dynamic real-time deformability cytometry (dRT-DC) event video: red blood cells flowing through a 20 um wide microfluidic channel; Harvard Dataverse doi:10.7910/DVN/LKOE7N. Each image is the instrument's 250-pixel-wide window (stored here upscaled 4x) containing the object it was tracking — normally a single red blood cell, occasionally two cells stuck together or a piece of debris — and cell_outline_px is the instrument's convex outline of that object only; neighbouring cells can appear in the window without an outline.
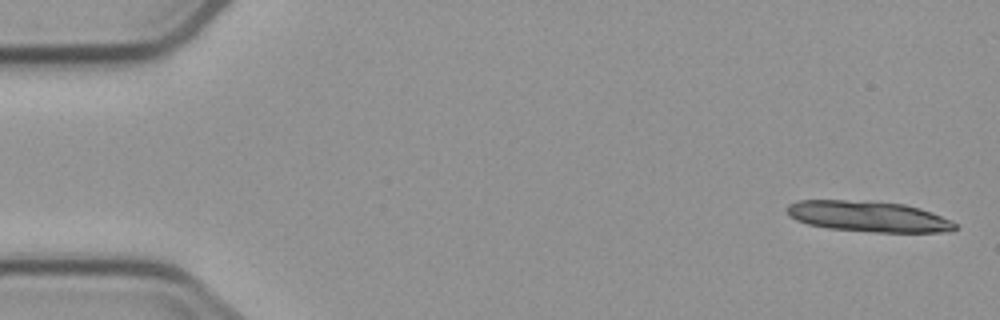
{"species": "common noctule bat (a hibernating species)", "species_latin": "Nyctalus noctula", "temperature_condition": "cold", "stored_images_in_passage": 6, "camera_frame_rate_fps": 3000, "um_per_image_px": 0.085, "animal": {"sex": "male", "body_mass_g": 23.1, "forearm_length_mm": 52.7}, "frame": {"image": 1, "passage_image": 1, "time_ms": 0.0, "image_size_px": [1000, 320], "cell_outline_px": [[956, 228], [944, 232], [876, 232], [828, 228], [808, 224], [796, 220], [788, 216], [784, 208], [788, 204], [796, 200], [844, 200], [904, 204], [920, 208], [932, 212], [952, 220], [956, 224]], "centroid_in_image_um": [73.76, 18.39], "position_along_channel_um": 11.2, "area_um2": 30.11}}